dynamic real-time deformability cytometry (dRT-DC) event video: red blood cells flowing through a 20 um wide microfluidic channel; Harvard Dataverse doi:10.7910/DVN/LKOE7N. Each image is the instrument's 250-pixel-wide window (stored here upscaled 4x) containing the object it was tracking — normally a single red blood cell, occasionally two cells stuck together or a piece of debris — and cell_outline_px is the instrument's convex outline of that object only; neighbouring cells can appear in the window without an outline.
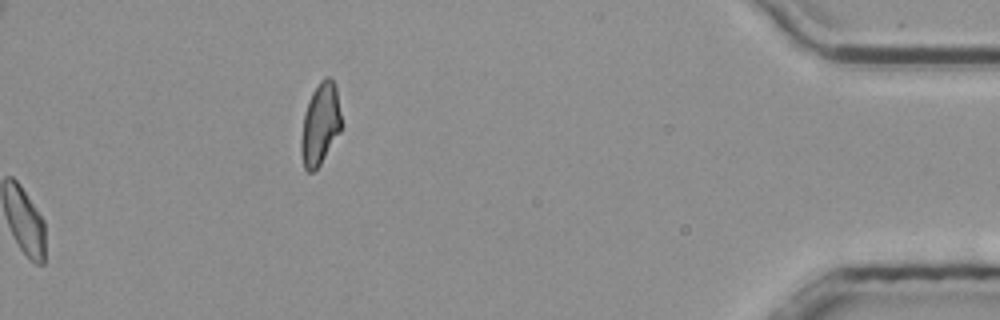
{"species": "common noctule bat (a hibernating species)", "species_latin": "Nyctalus noctula", "temperature_condition": "room temperature", "stored_images_in_passage": 53, "camera_frame_rate_fps": 3000, "um_per_image_px": 0.085, "animal": {"sex": "male", "body_mass_g": 20.4}, "frame": {"image": 1, "passage_image": 53, "time_ms": 17.333, "image_size_px": [1000, 320], "cell_outline_px": [[340, 132], [320, 164], [312, 172], [308, 172], [304, 168], [300, 152], [300, 140], [304, 112], [308, 100], [312, 92], [320, 80], [324, 76], [328, 76], [332, 80], [336, 88], [340, 112]], "centroid_in_image_um": [27.18, 10.54], "position_along_channel_um": 408.0, "area_um2": 19.13}, "authors_computed_cell_mechanics": {"area_um2": 18.0336, "velocity_mm_per_s": 3.8364, "shape_relaxation_time_tau1_ms": null, "shape_relaxation_time_tau2_ms": 2.5023, "deformation_change_tau1": null, "deformation_change_tau2": 0.0764}}